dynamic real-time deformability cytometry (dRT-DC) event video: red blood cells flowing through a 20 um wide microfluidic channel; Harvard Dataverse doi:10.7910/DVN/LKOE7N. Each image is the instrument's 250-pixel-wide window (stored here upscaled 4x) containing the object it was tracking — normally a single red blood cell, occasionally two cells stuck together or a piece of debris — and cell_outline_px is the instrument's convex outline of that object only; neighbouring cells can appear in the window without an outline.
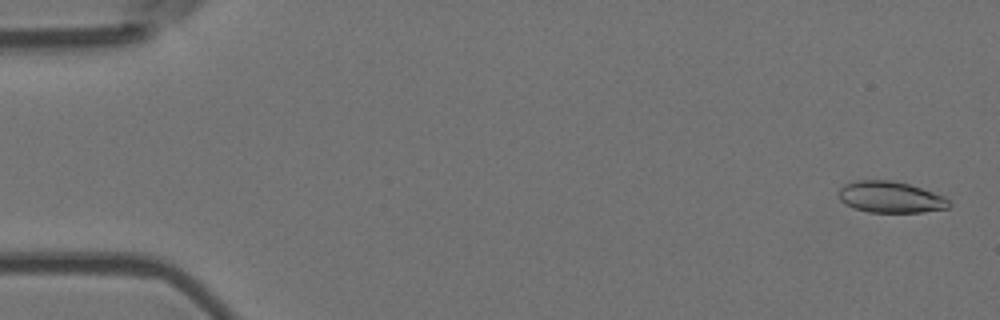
{"species": "Egyptian fruit bat (a non-hibernating species)", "species_latin": "Rousettus aegyptiacus", "temperature_condition": "room temperature", "stored_images_in_passage": 3, "camera_frame_rate_fps": 3000, "um_per_image_px": 0.085, "animal": {"sex": "female"}, "frame": {"image": 1, "passage_image": 1, "time_ms": 0.0, "image_size_px": [1000, 320], "cell_outline_px": [[952, 204], [948, 208], [924, 212], [868, 212], [844, 204], [840, 200], [836, 192], [844, 184], [856, 180], [892, 180], [908, 184], [944, 196]], "centroid_in_image_um": [75.66, 16.75], "position_along_channel_um": 9.3, "area_um2": 20.23}}